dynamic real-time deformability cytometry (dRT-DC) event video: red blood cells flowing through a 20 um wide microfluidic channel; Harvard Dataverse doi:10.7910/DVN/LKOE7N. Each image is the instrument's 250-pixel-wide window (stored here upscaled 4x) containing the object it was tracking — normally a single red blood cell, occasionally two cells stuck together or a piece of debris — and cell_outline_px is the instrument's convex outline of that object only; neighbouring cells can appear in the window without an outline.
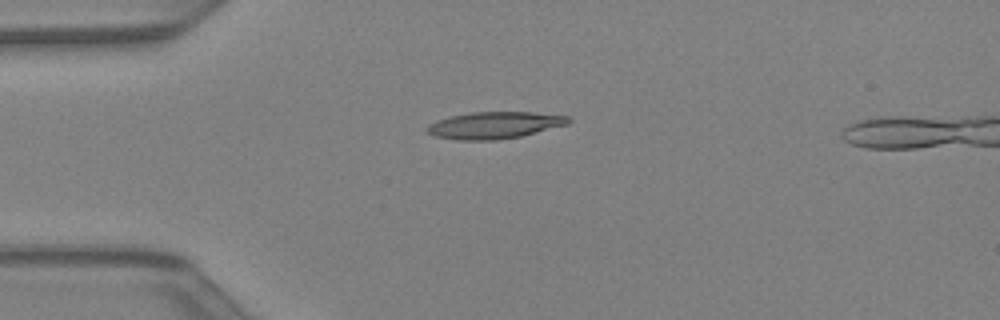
{"species": "Egyptian fruit bat (a non-hibernating species)", "species_latin": "Rousettus aegyptiacus", "temperature_condition": "warm", "stored_images_in_passage": 32, "camera_frame_rate_fps": 3000, "um_per_image_px": 0.085, "animal": {"sex": "female"}, "frame": {"image": 1, "passage_image": 1, "time_ms": 0.0, "image_size_px": [1000, 320], "cell_outline_px": [[572, 120], [568, 124], [520, 136], [496, 140], [456, 140], [436, 136], [424, 132], [424, 128], [428, 124], [436, 120], [452, 116], [472, 112], [532, 112], [568, 116]], "centroid_in_image_um": [41.97, 10.64], "position_along_channel_um": 43.0, "area_um2": 22.14}}
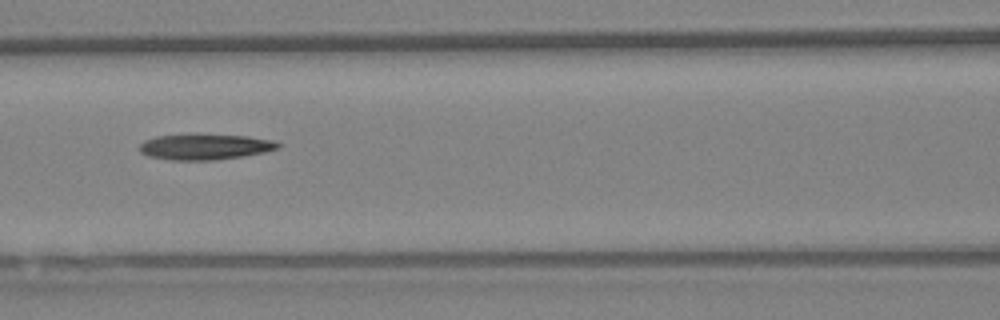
{"frame": {"image": 2, "passage_image": 9, "time_ms": 2.667, "image_size_px": [1000, 320], "cell_outline_px": [[280, 148], [264, 152], [244, 156], [216, 160], [168, 160], [148, 156], [140, 152], [140, 144], [144, 140], [156, 136], [196, 132], [248, 136], [276, 140], [280, 144]], "centroid_in_image_um": [17.43, 12.44], "position_along_channel_um": 149.2, "area_um2": 21.62}}
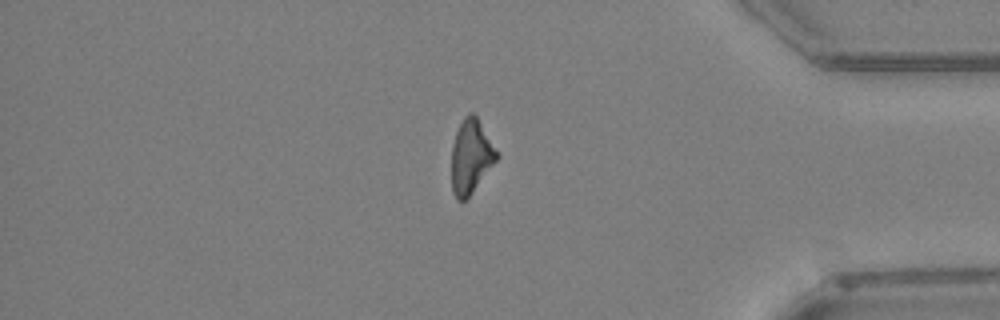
{"frame": {"image": 3, "passage_image": 26, "time_ms": 8.333, "image_size_px": [1000, 320], "cell_outline_px": [[500, 156], [472, 192], [464, 200], [456, 200], [452, 192], [452, 144], [456, 132], [464, 116], [468, 112], [472, 112], [476, 116]], "centroid_in_image_um": [40.02, 13.3], "position_along_channel_um": 395.2, "area_um2": 19.19}}